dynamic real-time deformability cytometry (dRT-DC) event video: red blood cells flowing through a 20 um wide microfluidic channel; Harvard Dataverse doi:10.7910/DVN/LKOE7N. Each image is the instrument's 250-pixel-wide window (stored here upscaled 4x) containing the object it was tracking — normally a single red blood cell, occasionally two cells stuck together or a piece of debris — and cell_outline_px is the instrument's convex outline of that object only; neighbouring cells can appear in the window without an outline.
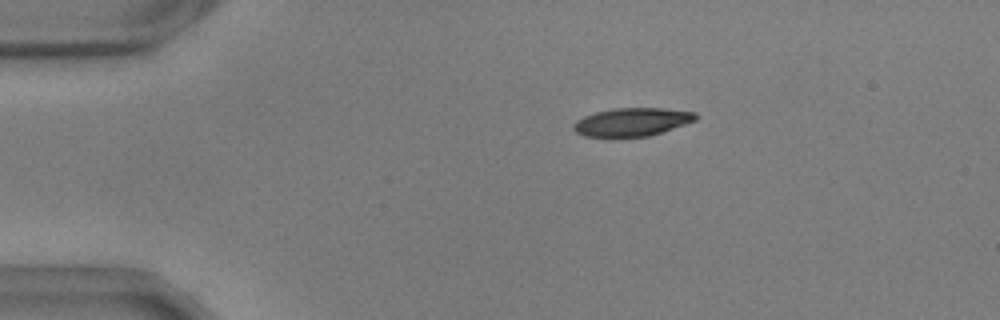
{"species": "common noctule bat (a hibernating species)", "species_latin": "Nyctalus noctula", "temperature_condition": "warm", "stored_images_in_passage": 11, "camera_frame_rate_fps": 3000, "um_per_image_px": 0.085, "animal": {"sex": "male", "body_mass_g": 17.9, "forearm_length_mm": 54.2}, "frame": {"image": 1, "passage_image": 1, "time_ms": 0.0, "image_size_px": [1000, 320], "cell_outline_px": [[696, 120], [648, 136], [616, 140], [584, 136], [576, 132], [572, 128], [572, 124], [576, 120], [584, 116], [596, 112], [616, 108], [664, 108], [696, 112]], "centroid_in_image_um": [53.63, 10.41], "position_along_channel_um": 31.4, "area_um2": 20.69}}
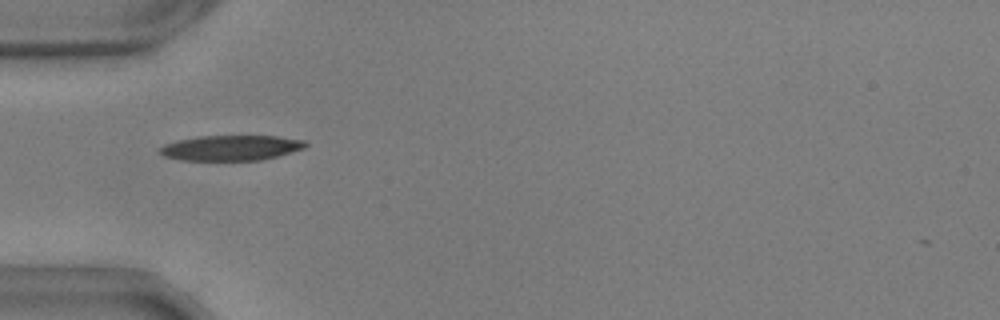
{"frame": {"image": 2, "passage_image": 8, "time_ms": 2.333, "image_size_px": [1000, 320], "cell_outline_px": [[308, 144], [304, 148], [276, 156], [260, 160], [180, 160], [164, 156], [160, 152], [160, 148], [164, 144], [176, 140], [200, 136], [276, 136], [304, 140]], "centroid_in_image_um": [19.61, 12.56], "position_along_channel_um": 65.4, "area_um2": 21.27}}